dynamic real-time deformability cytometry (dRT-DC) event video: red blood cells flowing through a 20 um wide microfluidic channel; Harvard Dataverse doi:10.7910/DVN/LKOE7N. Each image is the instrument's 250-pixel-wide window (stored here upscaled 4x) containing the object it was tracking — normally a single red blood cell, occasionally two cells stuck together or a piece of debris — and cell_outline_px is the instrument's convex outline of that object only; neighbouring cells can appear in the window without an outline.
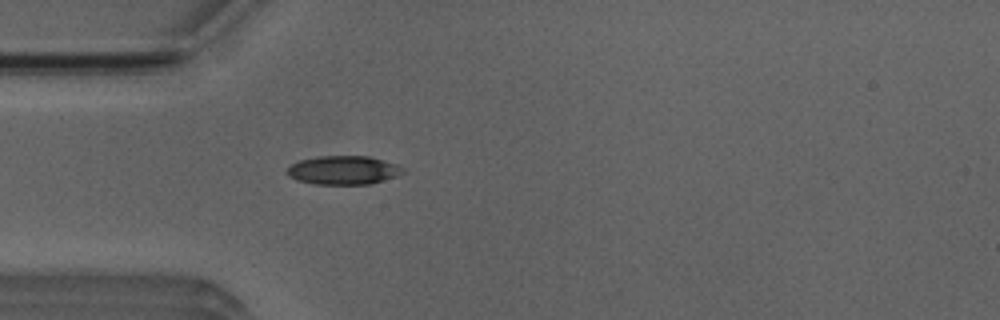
{"species": "Egyptian fruit bat (a non-hibernating species)", "species_latin": "Rousettus aegyptiacus", "temperature_condition": "room temperature", "stored_images_in_passage": 4, "camera_frame_rate_fps": 3000, "um_per_image_px": 0.085, "animal": {"sex": "male"}, "frame": {"image": 1, "passage_image": 4, "time_ms": 3.333, "image_size_px": [1000, 320], "cell_outline_px": [[408, 172], [372, 184], [312, 184], [296, 180], [288, 176], [284, 172], [292, 164], [300, 160], [320, 156], [368, 156], [396, 164], [404, 168]], "centroid_in_image_um": [29.19, 14.47], "position_along_channel_um": 55.8, "area_um2": 19.54}}